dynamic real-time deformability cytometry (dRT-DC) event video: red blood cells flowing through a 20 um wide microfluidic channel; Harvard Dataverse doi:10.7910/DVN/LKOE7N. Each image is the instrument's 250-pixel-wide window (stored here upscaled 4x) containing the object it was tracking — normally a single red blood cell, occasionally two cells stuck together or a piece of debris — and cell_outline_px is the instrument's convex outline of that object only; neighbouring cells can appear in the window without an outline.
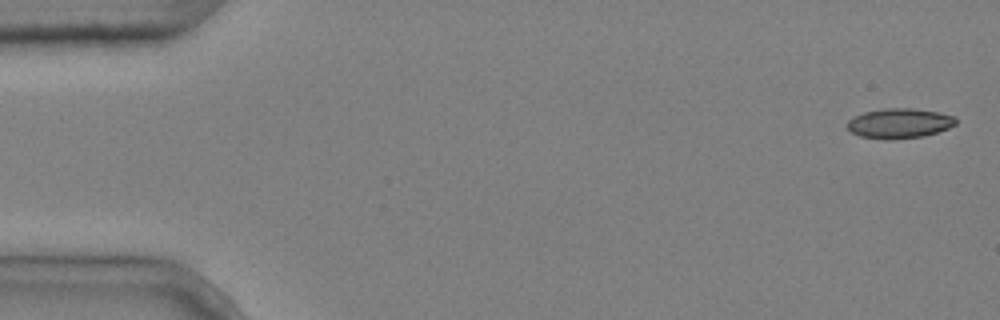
{"species": "common noctule bat (a hibernating species)", "species_latin": "Nyctalus noctula", "temperature_condition": "cold", "stored_images_in_passage": 5, "camera_frame_rate_fps": 3000, "um_per_image_px": 0.085, "animal": {"sex": "male", "body_mass_g": 20.4}, "frame": {"image": 1, "passage_image": 1, "time_ms": 0.0, "image_size_px": [1000, 320], "cell_outline_px": [[956, 124], [948, 128], [924, 136], [888, 140], [884, 140], [860, 136], [852, 132], [848, 128], [848, 120], [852, 116], [864, 112], [884, 108], [912, 108], [936, 112], [956, 116]], "centroid_in_image_um": [76.43, 10.48], "position_along_channel_um": 8.6, "area_um2": 18.96}}
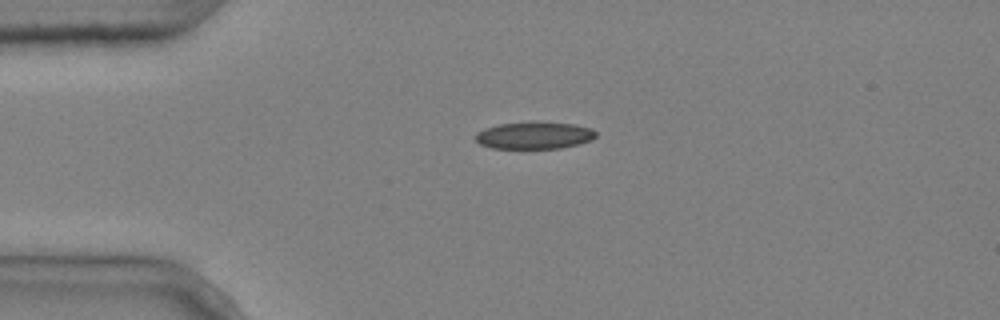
{"frame": {"image": 2, "passage_image": 4, "time_ms": 1.0, "image_size_px": [1000, 320], "cell_outline_px": [[596, 136], [592, 140], [580, 144], [560, 148], [492, 148], [480, 144], [476, 140], [476, 132], [484, 128], [500, 124], [536, 120], [576, 124], [592, 128], [596, 132]], "centroid_in_image_um": [45.45, 11.48], "position_along_channel_um": 39.5, "area_um2": 19.48}}